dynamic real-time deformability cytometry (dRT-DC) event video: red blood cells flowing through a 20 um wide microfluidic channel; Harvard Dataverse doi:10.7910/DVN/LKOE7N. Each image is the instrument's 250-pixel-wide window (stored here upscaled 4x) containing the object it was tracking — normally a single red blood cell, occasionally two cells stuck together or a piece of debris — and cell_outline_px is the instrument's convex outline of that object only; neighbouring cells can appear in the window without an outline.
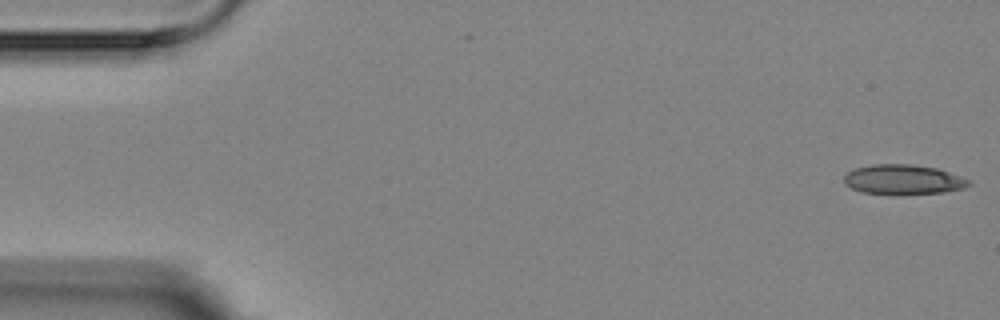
{"species": "Egyptian fruit bat (a non-hibernating species)", "species_latin": "Rousettus aegyptiacus", "temperature_condition": "room temperature", "stored_images_in_passage": 6, "camera_frame_rate_fps": 3000, "um_per_image_px": 0.085, "animal": {"sex": "female"}, "frame": {"image": 1, "passage_image": 1, "time_ms": 0.0, "image_size_px": [1000, 320], "cell_outline_px": [[972, 184], [964, 188], [944, 192], [904, 196], [900, 196], [860, 192], [844, 184], [844, 176], [848, 172], [856, 168], [872, 164], [908, 164], [936, 168], [972, 180]], "centroid_in_image_um": [76.78, 15.3], "position_along_channel_um": 8.2, "area_um2": 22.2}}
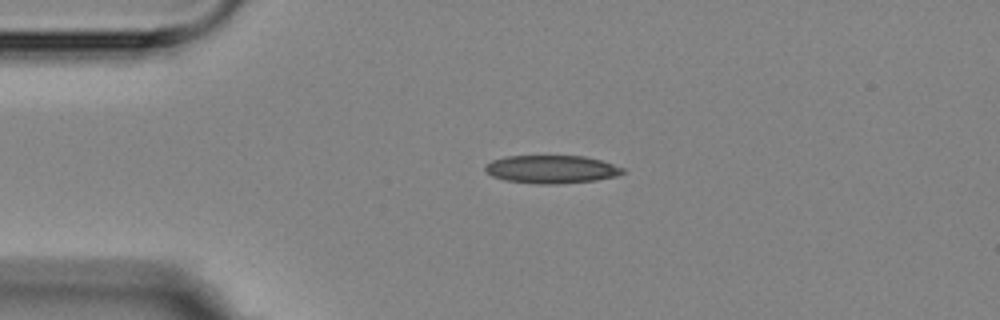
{"frame": {"image": 2, "passage_image": 4, "time_ms": 3.667, "image_size_px": [1000, 320], "cell_outline_px": [[624, 172], [616, 176], [596, 180], [560, 184], [536, 184], [504, 180], [492, 176], [484, 168], [484, 164], [492, 160], [504, 156], [584, 156], [600, 160], [624, 168]], "centroid_in_image_um": [46.84, 14.39], "position_along_channel_um": 38.2, "area_um2": 22.54}}
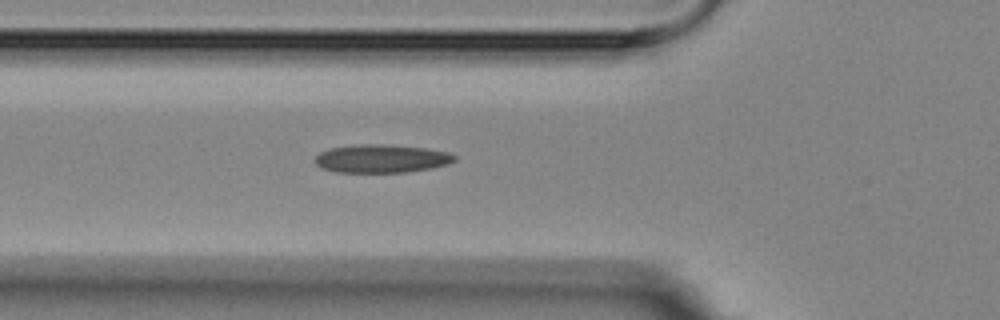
{"frame": {"image": 3, "passage_image": 6, "time_ms": 6.0, "image_size_px": [1000, 320], "cell_outline_px": [[456, 160], [448, 164], [432, 168], [404, 172], [336, 172], [324, 168], [316, 164], [312, 160], [320, 152], [328, 148], [360, 144], [380, 144], [428, 148], [448, 152], [456, 156]], "centroid_in_image_um": [32.42, 13.47], "position_along_channel_um": 93.4, "area_um2": 23.0}}